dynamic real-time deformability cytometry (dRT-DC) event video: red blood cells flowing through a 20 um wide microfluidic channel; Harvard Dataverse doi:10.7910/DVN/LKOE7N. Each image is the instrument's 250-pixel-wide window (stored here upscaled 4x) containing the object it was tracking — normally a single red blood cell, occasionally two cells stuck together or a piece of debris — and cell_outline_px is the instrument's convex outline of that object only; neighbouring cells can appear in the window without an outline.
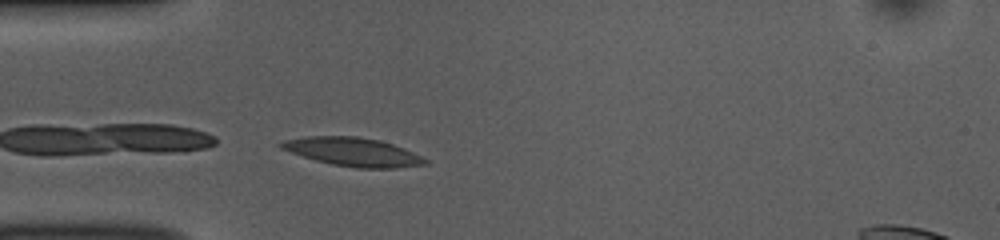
{"species": "common noctule bat (a hibernating species)", "species_latin": "Nyctalus noctula", "temperature_condition": "room temperature", "stored_images_in_passage": 7, "camera_frame_rate_fps": 3000, "um_per_image_px": 0.085, "animal": {"sex": "female", "body_mass_g": 10.0, "forearm_length_mm": 53.1}, "frame": {"image": 1, "passage_image": 7, "time_ms": 2.0, "image_size_px": [1000, 240], "cell_outline_px": [[428, 164], [396, 168], [356, 168], [332, 164], [316, 160], [280, 148], [276, 144], [284, 140], [308, 136], [356, 136], [380, 140], [404, 148], [428, 160]], "centroid_in_image_um": [30.01, 12.91], "position_along_channel_um": 55.0, "area_um2": 23.81}}